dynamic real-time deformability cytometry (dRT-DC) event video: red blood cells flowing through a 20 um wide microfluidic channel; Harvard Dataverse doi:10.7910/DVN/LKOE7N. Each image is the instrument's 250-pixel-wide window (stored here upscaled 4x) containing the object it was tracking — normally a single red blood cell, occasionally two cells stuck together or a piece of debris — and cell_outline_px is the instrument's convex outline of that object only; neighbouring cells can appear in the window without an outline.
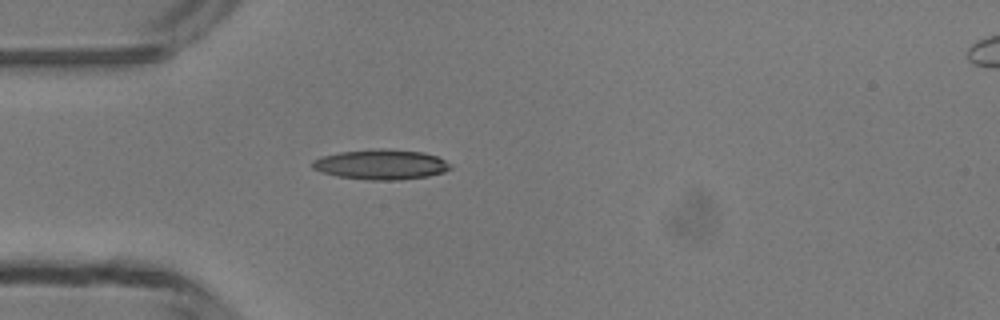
{"species": "common noctule bat (a hibernating species)", "species_latin": "Nyctalus noctula", "temperature_condition": "room temperature", "stored_images_in_passage": 36, "camera_frame_rate_fps": 3000, "um_per_image_px": 0.085, "animal": {"sex": "male", "body_mass_g": 13.3}, "frame": {"image": 1, "passage_image": 1, "time_ms": 0.0, "image_size_px": [1000, 320], "cell_outline_px": [[452, 168], [444, 172], [428, 176], [400, 180], [368, 180], [336, 176], [320, 172], [312, 168], [312, 160], [320, 156], [340, 152], [380, 148], [424, 152], [436, 156], [444, 160]], "centroid_in_image_um": [32.35, 13.98], "position_along_channel_um": 52.7, "area_um2": 24.28}}
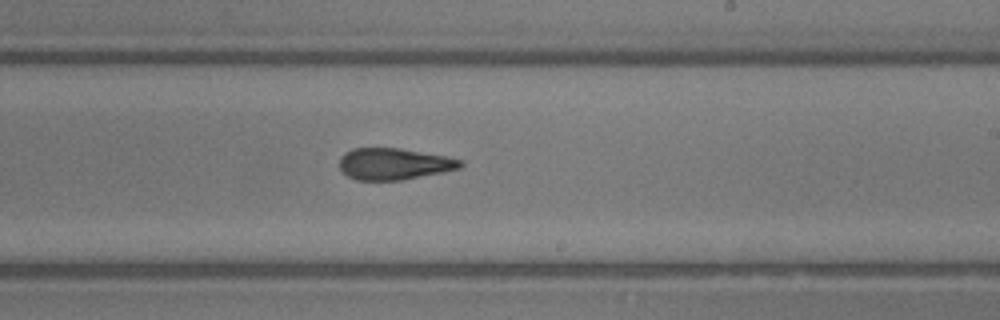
{"frame": {"image": 2, "passage_image": 16, "time_ms": 5.0, "image_size_px": [1000, 320], "cell_outline_px": [[464, 164], [460, 168], [444, 172], [404, 180], [356, 180], [348, 176], [340, 168], [340, 156], [344, 152], [352, 148], [400, 148], [448, 156], [464, 160]], "centroid_in_image_um": [33.53, 13.93], "position_along_channel_um": 255.5, "area_um2": 22.54}}
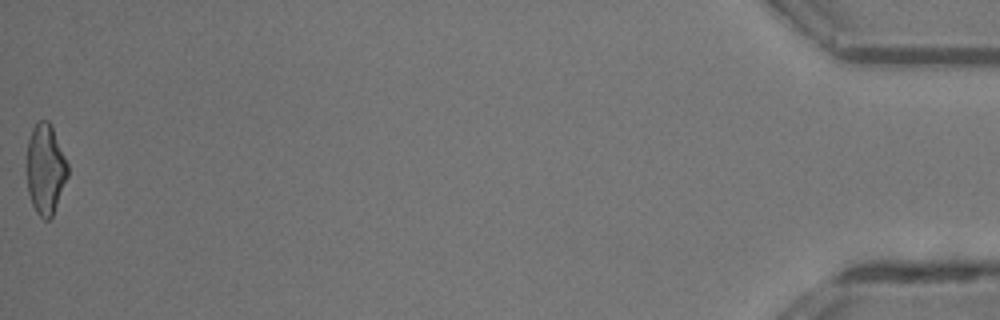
{"frame": {"image": 3, "passage_image": 36, "time_ms": 11.667, "image_size_px": [1000, 320], "cell_outline_px": [[68, 176], [52, 216], [48, 220], [44, 220], [36, 212], [32, 204], [28, 192], [28, 140], [32, 128], [40, 120], [48, 120], [52, 128], [68, 164]], "centroid_in_image_um": [3.87, 14.4], "position_along_channel_um": 431.3, "area_um2": 21.1}, "authors_computed_cell_mechanics": {"area_um2": 22.6576, "velocity_mm_per_s": 4.2187, "shape_relaxation_time_tau1_ms": 8.074, "shape_relaxation_time_tau2_ms": 2.5722, "deformation_change_tau1": 0.2145, "deformation_change_tau2": 0.1246}}